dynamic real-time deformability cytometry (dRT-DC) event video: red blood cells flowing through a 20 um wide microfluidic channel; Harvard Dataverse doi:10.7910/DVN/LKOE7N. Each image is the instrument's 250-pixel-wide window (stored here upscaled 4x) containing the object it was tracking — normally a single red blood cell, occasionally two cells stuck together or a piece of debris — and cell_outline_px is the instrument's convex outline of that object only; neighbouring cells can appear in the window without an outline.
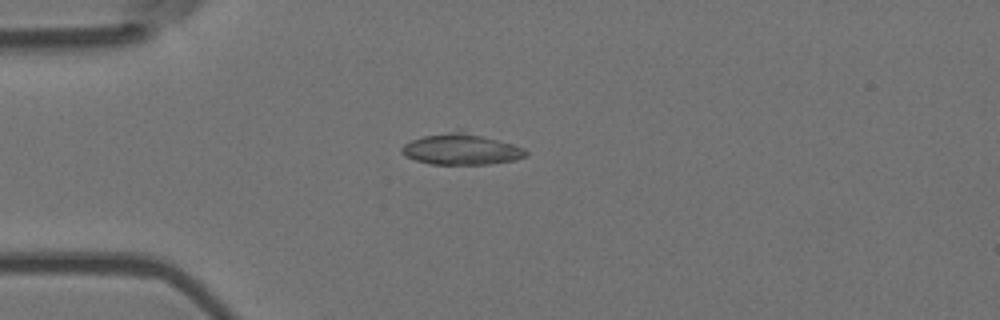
{"species": "Egyptian fruit bat (a non-hibernating species)", "species_latin": "Rousettus aegyptiacus", "temperature_condition": "room temperature", "stored_images_in_passage": 6, "camera_frame_rate_fps": 3000, "um_per_image_px": 0.085, "animal": {"sex": "female"}, "frame": {"image": 1, "passage_image": 4, "time_ms": 1.0, "image_size_px": [1000, 320], "cell_outline_px": [[528, 156], [516, 160], [488, 164], [432, 164], [416, 160], [404, 156], [400, 152], [400, 148], [404, 144], [412, 140], [424, 136], [460, 128], [464, 128], [524, 148], [528, 152]], "centroid_in_image_um": [39.23, 12.65], "position_along_channel_um": 45.8, "area_um2": 23.12}}
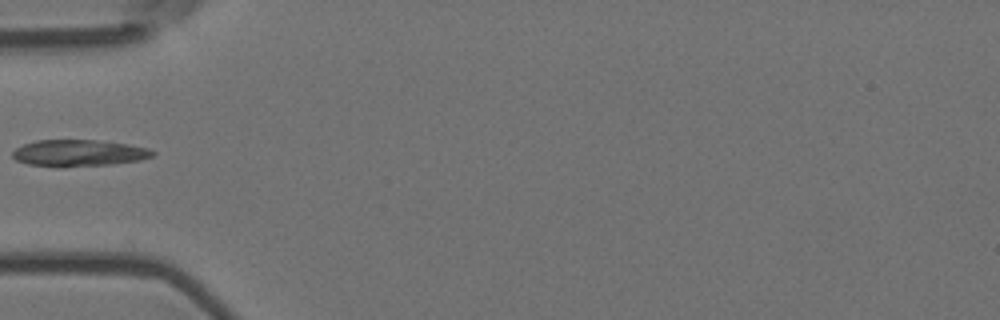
{"frame": {"image": 2, "passage_image": 5, "time_ms": 1.333, "image_size_px": [1000, 320], "cell_outline_px": [[156, 152], [152, 156], [140, 160], [112, 164], [64, 168], [60, 168], [28, 164], [16, 160], [12, 156], [12, 152], [16, 148], [24, 144], [36, 140], [96, 140], [128, 144], [148, 148]], "centroid_in_image_um": [6.68, 13.02], "position_along_channel_um": 78.3, "area_um2": 21.96}}
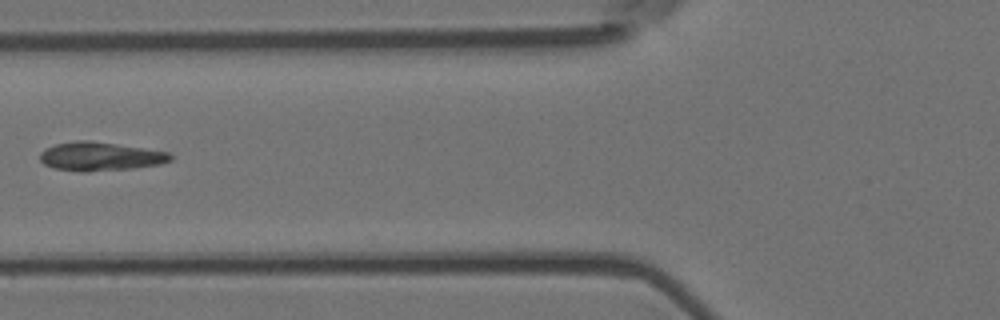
{"frame": {"image": 3, "passage_image": 6, "time_ms": 1.667, "image_size_px": [1000, 320], "cell_outline_px": [[172, 160], [160, 164], [132, 168], [88, 172], [80, 172], [56, 168], [44, 164], [40, 160], [40, 152], [44, 148], [56, 144], [76, 140], [88, 140], [116, 144], [168, 152], [172, 156]], "centroid_in_image_um": [8.48, 13.3], "position_along_channel_um": 117.3, "area_um2": 21.73}}